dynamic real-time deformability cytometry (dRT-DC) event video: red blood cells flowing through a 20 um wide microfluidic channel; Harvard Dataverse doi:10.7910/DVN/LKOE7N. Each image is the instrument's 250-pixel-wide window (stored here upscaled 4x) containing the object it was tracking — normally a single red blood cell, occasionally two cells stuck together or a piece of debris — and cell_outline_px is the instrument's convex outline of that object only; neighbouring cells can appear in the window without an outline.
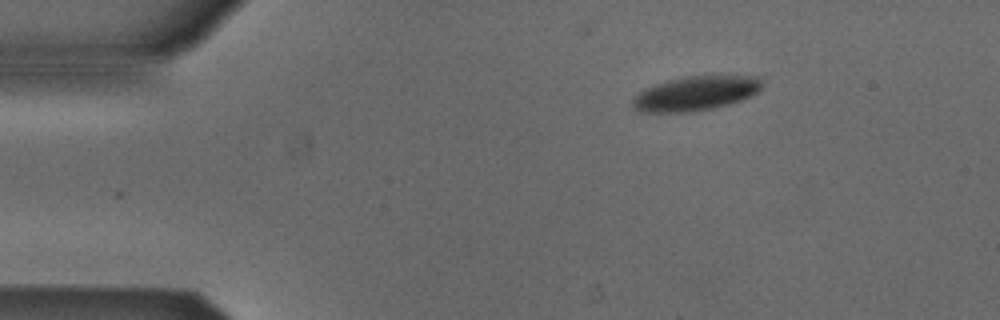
{"species": "Egyptian fruit bat (a non-hibernating species)", "species_latin": "Rousettus aegyptiacus", "temperature_condition": "cold", "stored_images_in_passage": 46, "camera_frame_rate_fps": 3000, "um_per_image_px": 0.085, "animal": {"sex": "male"}, "frame": {"image": 1, "passage_image": 1, "time_ms": 0.0, "image_size_px": [1000, 320], "cell_outline_px": [[764, 84], [756, 92], [740, 100], [728, 104], [712, 108], [692, 112], [636, 112], [632, 108], [632, 100], [644, 88], [668, 80], [684, 76], [760, 76]], "centroid_in_image_um": [59.09, 7.94], "position_along_channel_um": 25.9, "area_um2": 25.89}}
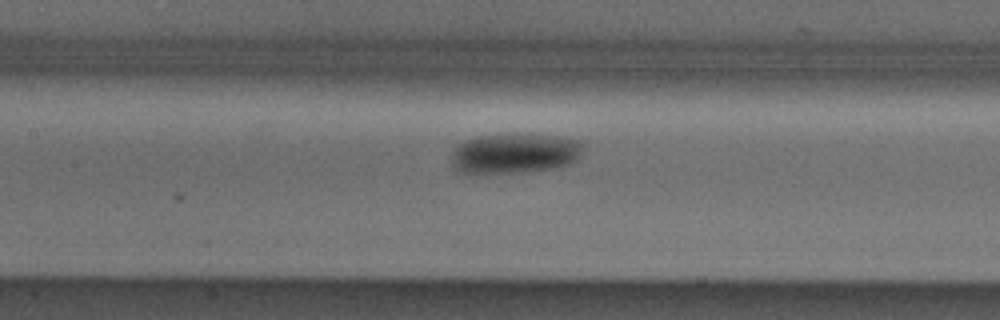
{"frame": {"image": 2, "passage_image": 17, "time_ms": 5.333, "image_size_px": [1000, 320], "cell_outline_px": [[580, 156], [572, 164], [552, 168], [528, 172], [460, 172], [452, 164], [452, 152], [460, 144], [476, 136], [508, 132], [556, 136], [580, 140]], "centroid_in_image_um": [43.76, 13.0], "position_along_channel_um": 163.6, "area_um2": 30.81}}
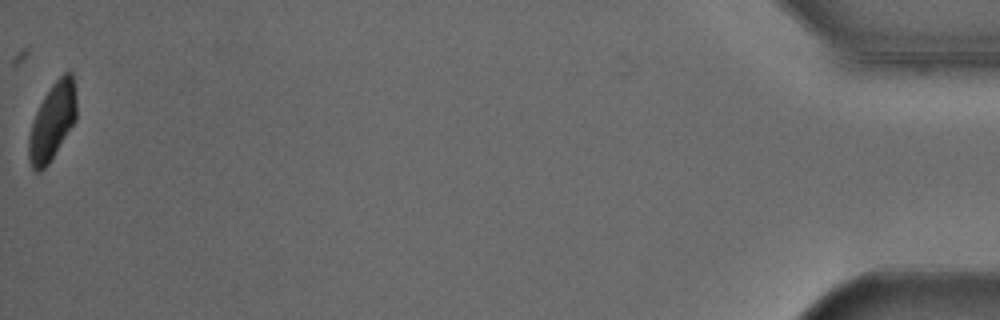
{"frame": {"image": 3, "passage_image": 46, "time_ms": 15.0, "image_size_px": [1000, 320], "cell_outline_px": [[76, 120], [48, 164], [40, 172], [36, 172], [32, 168], [28, 160], [28, 136], [36, 112], [44, 96], [52, 84], [64, 72], [72, 72], [76, 92]], "centroid_in_image_um": [4.44, 10.34], "position_along_channel_um": 430.8, "area_um2": 21.39}, "authors_computed_cell_mechanics": {"area_um2": 28.1486, "velocity_mm_per_s": 3.8253, "shape_relaxation_time_tau1_ms": 2.8451, "shape_relaxation_time_tau2_ms": null, "deformation_change_tau1": 0.1117, "deformation_change_tau2": null}}